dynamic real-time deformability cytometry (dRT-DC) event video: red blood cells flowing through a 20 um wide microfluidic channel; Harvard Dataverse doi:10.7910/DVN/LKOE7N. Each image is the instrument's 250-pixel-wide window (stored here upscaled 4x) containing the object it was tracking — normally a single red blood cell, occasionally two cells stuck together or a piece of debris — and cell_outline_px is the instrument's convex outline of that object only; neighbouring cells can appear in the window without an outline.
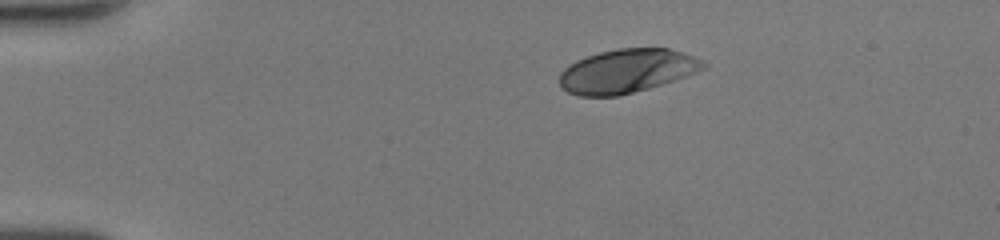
{"species": "human", "species_latin": "Homo sapiens", "temperature_condition": "room temperature", "stored_images_in_passage": 41, "camera_frame_rate_fps": 3000, "um_per_image_px": 0.085, "donor": {"sex": "female"}, "frame": {"image": 1, "passage_image": 1, "time_ms": 0.0, "image_size_px": [1000, 240], "cell_outline_px": [[708, 64], [704, 68], [696, 72], [648, 88], [620, 96], [580, 96], [568, 92], [560, 84], [560, 72], [564, 68], [576, 60], [600, 52], [616, 48], [668, 48], [692, 56]], "centroid_in_image_um": [53.25, 6.03], "position_along_channel_um": 31.8, "area_um2": 36.24}}
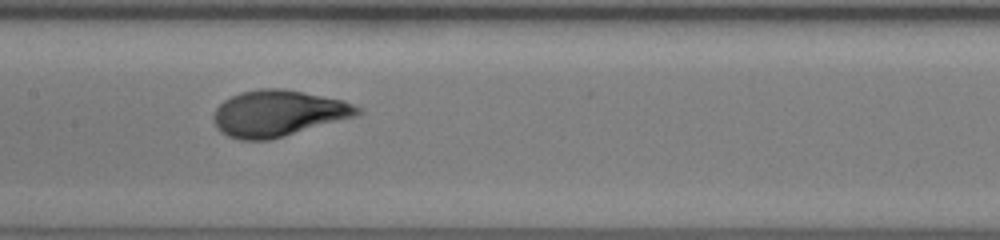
{"frame": {"image": 2, "passage_image": 17, "time_ms": 5.333, "image_size_px": [1000, 240], "cell_outline_px": [[364, 112], [356, 116], [284, 136], [268, 140], [240, 140], [228, 136], [220, 132], [216, 128], [212, 120], [212, 116], [216, 108], [224, 100], [240, 92], [260, 88], [280, 88], [344, 100], [360, 108]], "centroid_in_image_um": [23.61, 9.64], "position_along_channel_um": 183.8, "area_um2": 38.73}}
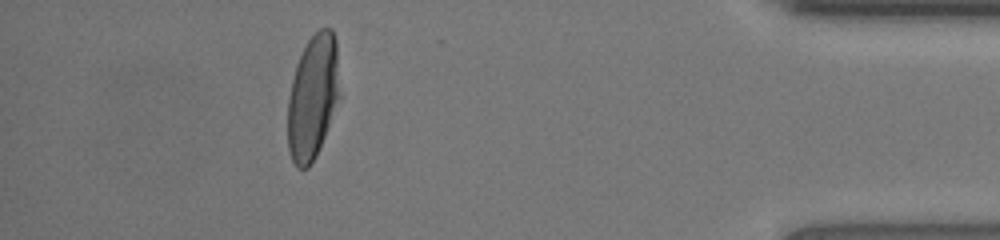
{"frame": {"image": 3, "passage_image": 36, "time_ms": 11.667, "image_size_px": [1000, 240], "cell_outline_px": [[340, 96], [316, 156], [308, 168], [296, 168], [288, 152], [288, 96], [296, 64], [308, 40], [320, 28], [332, 28], [336, 40]], "centroid_in_image_um": [26.58, 8.25], "position_along_channel_um": 408.6, "area_um2": 37.57}, "authors_computed_cell_mechanics": {"area_um2": 37.9168, "velocity_mm_per_s": 4.276, "shape_relaxation_time_tau1_ms": 3.8176, "shape_relaxation_time_tau2_ms": null, "deformation_change_tau1": 0.2094, "deformation_change_tau2": null}}